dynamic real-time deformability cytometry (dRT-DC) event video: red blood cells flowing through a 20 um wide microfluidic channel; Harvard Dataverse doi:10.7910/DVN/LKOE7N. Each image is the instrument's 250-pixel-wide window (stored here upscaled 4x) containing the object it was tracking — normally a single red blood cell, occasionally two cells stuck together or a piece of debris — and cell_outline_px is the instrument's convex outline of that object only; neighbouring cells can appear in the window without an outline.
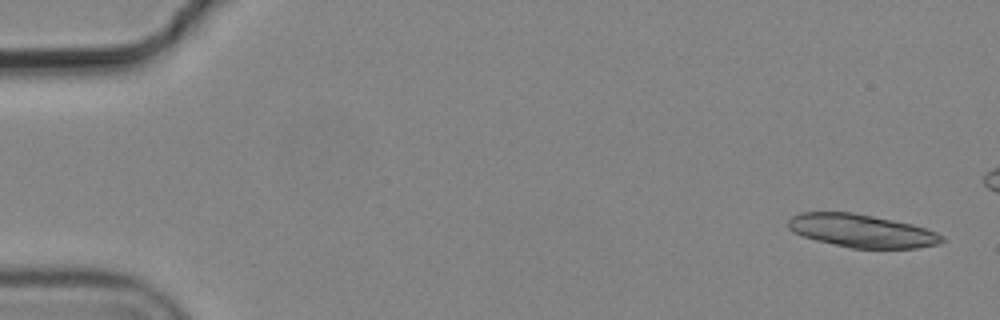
{"species": "common noctule bat (a hibernating species)", "species_latin": "Nyctalus noctula", "temperature_condition": "cold", "stored_images_in_passage": 7, "camera_frame_rate_fps": 3000, "um_per_image_px": 0.085, "animal": {"sex": "male", "body_mass_g": 19.2, "forearm_length_mm": 51.8}, "frame": {"image": 1, "passage_image": 1, "time_ms": 0.0, "image_size_px": [1000, 320], "cell_outline_px": [[944, 240], [940, 244], [916, 248], [852, 248], [816, 240], [792, 232], [788, 228], [788, 220], [792, 216], [800, 212], [852, 212], [912, 224], [936, 232], [944, 236]], "centroid_in_image_um": [73.24, 19.62], "position_along_channel_um": 11.8, "area_um2": 29.48}}
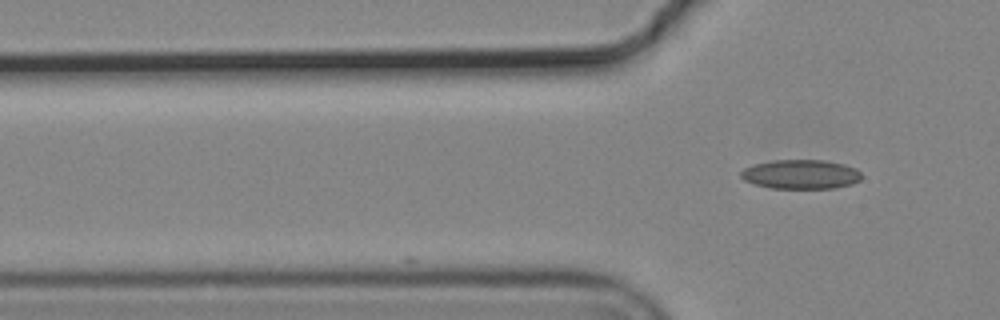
{"frame": {"image": 2, "passage_image": 7, "time_ms": 2.0, "image_size_px": [1000, 320], "cell_outline_px": [[860, 180], [852, 184], [836, 188], [772, 188], [756, 184], [744, 180], [740, 176], [740, 172], [744, 168], [752, 164], [772, 160], [824, 160], [844, 164], [856, 168], [860, 172]], "centroid_in_image_um": [68.06, 14.81], "position_along_channel_um": 57.7, "area_um2": 20.63}}